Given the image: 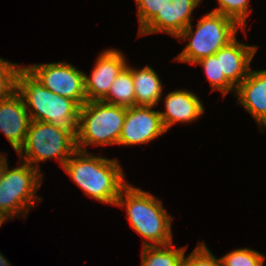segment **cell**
I'll return each instance as SVG.
<instances>
[{"instance_id": "6da1fadb", "label": "cell", "mask_w": 266, "mask_h": 266, "mask_svg": "<svg viewBox=\"0 0 266 266\" xmlns=\"http://www.w3.org/2000/svg\"><path fill=\"white\" fill-rule=\"evenodd\" d=\"M62 168L85 194L106 204L115 205L128 184L118 160L94 156L87 151L77 149Z\"/></svg>"}, {"instance_id": "7a4b0ae2", "label": "cell", "mask_w": 266, "mask_h": 266, "mask_svg": "<svg viewBox=\"0 0 266 266\" xmlns=\"http://www.w3.org/2000/svg\"><path fill=\"white\" fill-rule=\"evenodd\" d=\"M16 92L31 120L52 123L77 137L80 106L74 100L45 88L26 67L18 71Z\"/></svg>"}, {"instance_id": "3957f363", "label": "cell", "mask_w": 266, "mask_h": 266, "mask_svg": "<svg viewBox=\"0 0 266 266\" xmlns=\"http://www.w3.org/2000/svg\"><path fill=\"white\" fill-rule=\"evenodd\" d=\"M115 205L125 207L126 217L131 227L146 239L143 240L142 247L172 243L171 221L173 218L169 216L157 197L133 187L132 184H127L122 189Z\"/></svg>"}, {"instance_id": "277c9868", "label": "cell", "mask_w": 266, "mask_h": 266, "mask_svg": "<svg viewBox=\"0 0 266 266\" xmlns=\"http://www.w3.org/2000/svg\"><path fill=\"white\" fill-rule=\"evenodd\" d=\"M196 30L190 23L176 38L190 40L183 51L175 57L179 62L194 64L198 60L214 55L236 37L239 27L234 19L211 11L197 23Z\"/></svg>"}, {"instance_id": "5b68a950", "label": "cell", "mask_w": 266, "mask_h": 266, "mask_svg": "<svg viewBox=\"0 0 266 266\" xmlns=\"http://www.w3.org/2000/svg\"><path fill=\"white\" fill-rule=\"evenodd\" d=\"M126 108L102 100L87 101L80 107L76 147L87 151L90 144L117 145L125 121Z\"/></svg>"}, {"instance_id": "8992f818", "label": "cell", "mask_w": 266, "mask_h": 266, "mask_svg": "<svg viewBox=\"0 0 266 266\" xmlns=\"http://www.w3.org/2000/svg\"><path fill=\"white\" fill-rule=\"evenodd\" d=\"M76 150V138L70 132L52 123L31 120L25 142L17 153L20 160L24 158L21 162L40 170L39 163L51 158L58 159L63 167Z\"/></svg>"}, {"instance_id": "52a82bcc", "label": "cell", "mask_w": 266, "mask_h": 266, "mask_svg": "<svg viewBox=\"0 0 266 266\" xmlns=\"http://www.w3.org/2000/svg\"><path fill=\"white\" fill-rule=\"evenodd\" d=\"M18 164L12 169L7 165L0 183V214L6 220L28 215L43 180L40 170L21 160Z\"/></svg>"}, {"instance_id": "ba28073f", "label": "cell", "mask_w": 266, "mask_h": 266, "mask_svg": "<svg viewBox=\"0 0 266 266\" xmlns=\"http://www.w3.org/2000/svg\"><path fill=\"white\" fill-rule=\"evenodd\" d=\"M50 91L74 100L80 107L87 102L85 73L66 62L33 64L26 67Z\"/></svg>"}, {"instance_id": "9c48e42d", "label": "cell", "mask_w": 266, "mask_h": 266, "mask_svg": "<svg viewBox=\"0 0 266 266\" xmlns=\"http://www.w3.org/2000/svg\"><path fill=\"white\" fill-rule=\"evenodd\" d=\"M152 106L126 108L125 121L118 144L131 146L149 143L166 132L159 111Z\"/></svg>"}, {"instance_id": "30bf717a", "label": "cell", "mask_w": 266, "mask_h": 266, "mask_svg": "<svg viewBox=\"0 0 266 266\" xmlns=\"http://www.w3.org/2000/svg\"><path fill=\"white\" fill-rule=\"evenodd\" d=\"M200 1L163 0L160 11L138 32L139 37L164 32L176 38L191 23V14Z\"/></svg>"}, {"instance_id": "8fae6325", "label": "cell", "mask_w": 266, "mask_h": 266, "mask_svg": "<svg viewBox=\"0 0 266 266\" xmlns=\"http://www.w3.org/2000/svg\"><path fill=\"white\" fill-rule=\"evenodd\" d=\"M126 58L119 50L106 49L96 60L91 76L85 73L87 101L102 100L109 92L115 78L127 66Z\"/></svg>"}, {"instance_id": "7c38bea8", "label": "cell", "mask_w": 266, "mask_h": 266, "mask_svg": "<svg viewBox=\"0 0 266 266\" xmlns=\"http://www.w3.org/2000/svg\"><path fill=\"white\" fill-rule=\"evenodd\" d=\"M31 123L22 97L15 92L12 96L0 99V132L16 152L23 146Z\"/></svg>"}, {"instance_id": "4fadbf2b", "label": "cell", "mask_w": 266, "mask_h": 266, "mask_svg": "<svg viewBox=\"0 0 266 266\" xmlns=\"http://www.w3.org/2000/svg\"><path fill=\"white\" fill-rule=\"evenodd\" d=\"M234 95L260 125V130L266 126V70H250L236 87Z\"/></svg>"}, {"instance_id": "5bb4252c", "label": "cell", "mask_w": 266, "mask_h": 266, "mask_svg": "<svg viewBox=\"0 0 266 266\" xmlns=\"http://www.w3.org/2000/svg\"><path fill=\"white\" fill-rule=\"evenodd\" d=\"M165 111H159L165 130L177 122L188 123L197 120L204 113L201 100L187 90L172 91L165 97Z\"/></svg>"}, {"instance_id": "9a60e30c", "label": "cell", "mask_w": 266, "mask_h": 266, "mask_svg": "<svg viewBox=\"0 0 266 266\" xmlns=\"http://www.w3.org/2000/svg\"><path fill=\"white\" fill-rule=\"evenodd\" d=\"M256 51L257 47L240 43L235 37L220 49L221 75L237 87L248 76Z\"/></svg>"}, {"instance_id": "2e32d148", "label": "cell", "mask_w": 266, "mask_h": 266, "mask_svg": "<svg viewBox=\"0 0 266 266\" xmlns=\"http://www.w3.org/2000/svg\"><path fill=\"white\" fill-rule=\"evenodd\" d=\"M127 67L132 72L137 106H152L158 104L162 97L163 85L157 73L151 66L142 69Z\"/></svg>"}, {"instance_id": "e0dca14e", "label": "cell", "mask_w": 266, "mask_h": 266, "mask_svg": "<svg viewBox=\"0 0 266 266\" xmlns=\"http://www.w3.org/2000/svg\"><path fill=\"white\" fill-rule=\"evenodd\" d=\"M186 247L174 245L145 246L142 249L140 266H183Z\"/></svg>"}, {"instance_id": "ac0fdd59", "label": "cell", "mask_w": 266, "mask_h": 266, "mask_svg": "<svg viewBox=\"0 0 266 266\" xmlns=\"http://www.w3.org/2000/svg\"><path fill=\"white\" fill-rule=\"evenodd\" d=\"M102 101L125 108L136 106L132 72L127 66L115 78Z\"/></svg>"}, {"instance_id": "d6986e66", "label": "cell", "mask_w": 266, "mask_h": 266, "mask_svg": "<svg viewBox=\"0 0 266 266\" xmlns=\"http://www.w3.org/2000/svg\"><path fill=\"white\" fill-rule=\"evenodd\" d=\"M194 64H199L203 67L213 91H221L224 96L230 91L235 93L236 87L225 75H221L220 49L214 55L202 58Z\"/></svg>"}, {"instance_id": "ffe728a7", "label": "cell", "mask_w": 266, "mask_h": 266, "mask_svg": "<svg viewBox=\"0 0 266 266\" xmlns=\"http://www.w3.org/2000/svg\"><path fill=\"white\" fill-rule=\"evenodd\" d=\"M265 256L249 248H238L220 258L222 266H263Z\"/></svg>"}, {"instance_id": "44dd1931", "label": "cell", "mask_w": 266, "mask_h": 266, "mask_svg": "<svg viewBox=\"0 0 266 266\" xmlns=\"http://www.w3.org/2000/svg\"><path fill=\"white\" fill-rule=\"evenodd\" d=\"M250 0H218L219 7L214 9V12H218L222 15L228 16L234 19L245 31L246 19L249 11Z\"/></svg>"}, {"instance_id": "7402d4cb", "label": "cell", "mask_w": 266, "mask_h": 266, "mask_svg": "<svg viewBox=\"0 0 266 266\" xmlns=\"http://www.w3.org/2000/svg\"><path fill=\"white\" fill-rule=\"evenodd\" d=\"M17 63H11L0 58V99L12 96L17 90L18 71Z\"/></svg>"}, {"instance_id": "603a6c76", "label": "cell", "mask_w": 266, "mask_h": 266, "mask_svg": "<svg viewBox=\"0 0 266 266\" xmlns=\"http://www.w3.org/2000/svg\"><path fill=\"white\" fill-rule=\"evenodd\" d=\"M187 256L184 257L183 266H222L220 258H216L203 242Z\"/></svg>"}, {"instance_id": "cb8c5ba5", "label": "cell", "mask_w": 266, "mask_h": 266, "mask_svg": "<svg viewBox=\"0 0 266 266\" xmlns=\"http://www.w3.org/2000/svg\"><path fill=\"white\" fill-rule=\"evenodd\" d=\"M138 7V21L140 31L161 9L163 0H135Z\"/></svg>"}, {"instance_id": "d4e9b609", "label": "cell", "mask_w": 266, "mask_h": 266, "mask_svg": "<svg viewBox=\"0 0 266 266\" xmlns=\"http://www.w3.org/2000/svg\"><path fill=\"white\" fill-rule=\"evenodd\" d=\"M7 161H8L7 158L3 156L2 153L0 152V183L4 175V170L7 167V165H9Z\"/></svg>"}, {"instance_id": "484cf974", "label": "cell", "mask_w": 266, "mask_h": 266, "mask_svg": "<svg viewBox=\"0 0 266 266\" xmlns=\"http://www.w3.org/2000/svg\"><path fill=\"white\" fill-rule=\"evenodd\" d=\"M0 266H11L8 260L0 253Z\"/></svg>"}, {"instance_id": "4316f807", "label": "cell", "mask_w": 266, "mask_h": 266, "mask_svg": "<svg viewBox=\"0 0 266 266\" xmlns=\"http://www.w3.org/2000/svg\"><path fill=\"white\" fill-rule=\"evenodd\" d=\"M4 220H6L1 214H0V227L3 225V223L5 222Z\"/></svg>"}]
</instances>
